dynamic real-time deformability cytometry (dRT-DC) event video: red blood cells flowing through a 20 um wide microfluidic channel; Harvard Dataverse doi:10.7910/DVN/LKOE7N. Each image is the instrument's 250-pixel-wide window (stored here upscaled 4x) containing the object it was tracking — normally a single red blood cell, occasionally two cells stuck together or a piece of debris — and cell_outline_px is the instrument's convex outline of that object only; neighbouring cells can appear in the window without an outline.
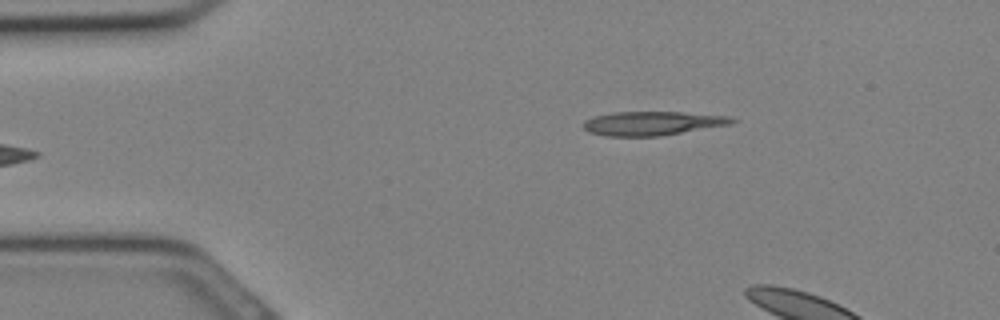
{"species": "Egyptian fruit bat (a non-hibernating species)", "species_latin": "Rousettus aegyptiacus", "temperature_condition": "cold", "stored_images_in_passage": 4, "camera_frame_rate_fps": 3000, "um_per_image_px": 0.085, "animal": {"sex": "female"}, "frame": {"image": 1, "passage_image": 1, "time_ms": 0.0, "image_size_px": [1000, 320], "cell_outline_px": [[736, 120], [732, 124], [660, 136], [604, 136], [588, 132], [584, 128], [584, 120], [596, 116], [616, 112], [680, 112], [732, 116]], "centroid_in_image_um": [55.48, 10.48], "position_along_channel_um": 29.5, "area_um2": 20.69}}